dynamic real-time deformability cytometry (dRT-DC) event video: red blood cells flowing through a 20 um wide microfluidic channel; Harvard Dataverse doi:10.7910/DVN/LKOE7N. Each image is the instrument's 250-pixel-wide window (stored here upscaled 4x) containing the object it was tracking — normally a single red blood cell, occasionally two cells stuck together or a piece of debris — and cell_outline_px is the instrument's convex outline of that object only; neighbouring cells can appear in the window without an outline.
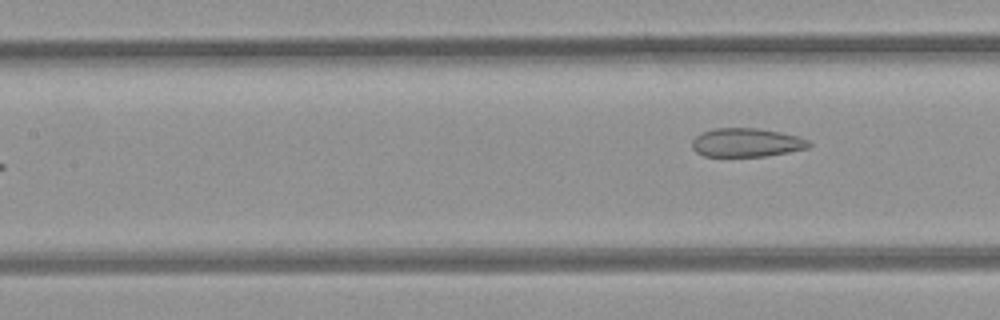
{"species": "common noctule bat (a hibernating species)", "species_latin": "Nyctalus noctula", "temperature_condition": "room temperature", "stored_images_in_passage": 8, "camera_frame_rate_fps": 3000, "um_per_image_px": 0.085, "animal": {"sex": "female", "body_mass_g": 21.9}, "frame": {"image": 1, "passage_image": 8, "time_ms": 2.333, "image_size_px": [1000, 320], "cell_outline_px": [[812, 144], [808, 148], [768, 156], [704, 156], [696, 152], [692, 148], [692, 140], [696, 136], [704, 132], [716, 128], [756, 128], [780, 132], [796, 136], [808, 140]], "centroid_in_image_um": [63.45, 12.12], "position_along_channel_um": 143.9, "area_um2": 19.42}}